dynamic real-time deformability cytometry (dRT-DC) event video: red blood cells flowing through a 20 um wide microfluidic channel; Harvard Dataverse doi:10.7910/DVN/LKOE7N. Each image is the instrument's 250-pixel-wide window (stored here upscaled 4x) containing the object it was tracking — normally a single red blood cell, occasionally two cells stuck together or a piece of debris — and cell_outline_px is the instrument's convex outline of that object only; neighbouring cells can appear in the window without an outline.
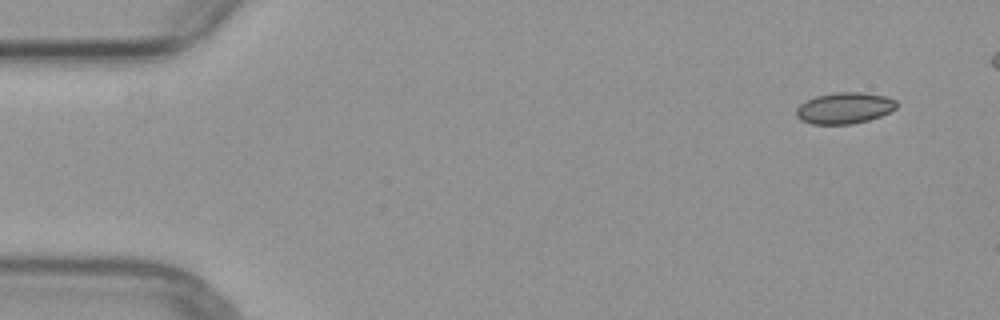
{"species": "common noctule bat (a hibernating species)", "species_latin": "Nyctalus noctula", "temperature_condition": "warm", "stored_images_in_passage": 5, "camera_frame_rate_fps": 3000, "um_per_image_px": 0.085, "animal": {"sex": "female", "body_mass_g": 29.2, "forearm_length_mm": 56.3}, "frame": {"image": 1, "passage_image": 1, "time_ms": 0.0, "image_size_px": [1000, 320], "cell_outline_px": [[896, 108], [880, 116], [868, 120], [852, 124], [812, 124], [800, 120], [796, 116], [796, 108], [800, 104], [816, 96], [836, 92], [860, 92], [884, 96], [896, 100]], "centroid_in_image_um": [71.75, 9.19], "position_along_channel_um": 13.2, "area_um2": 18.15}}